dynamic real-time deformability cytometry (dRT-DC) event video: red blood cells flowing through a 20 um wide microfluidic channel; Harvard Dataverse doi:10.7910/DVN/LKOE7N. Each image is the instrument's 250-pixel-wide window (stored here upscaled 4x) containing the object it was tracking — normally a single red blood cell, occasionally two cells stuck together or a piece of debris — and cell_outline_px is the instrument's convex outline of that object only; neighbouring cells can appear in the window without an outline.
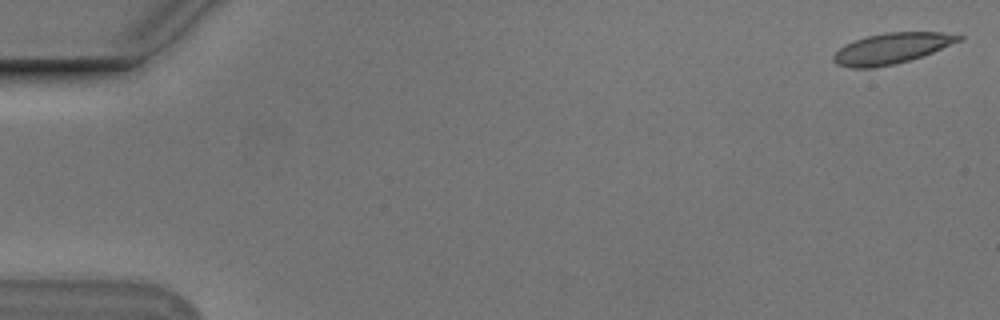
{"species": "Egyptian fruit bat (a non-hibernating species)", "species_latin": "Rousettus aegyptiacus", "temperature_condition": "cold", "stored_images_in_passage": 11, "camera_frame_rate_fps": 3000, "um_per_image_px": 0.085, "animal": {"sex": "male"}, "frame": {"image": 1, "passage_image": 1, "time_ms": 0.0, "image_size_px": [1000, 320], "cell_outline_px": [[964, 40], [924, 56], [896, 64], [872, 68], [848, 68], [836, 64], [832, 60], [832, 56], [844, 44], [868, 36], [884, 32], [940, 32], [964, 36]], "centroid_in_image_um": [75.81, 4.12], "position_along_channel_um": 9.2, "area_um2": 22.72}}